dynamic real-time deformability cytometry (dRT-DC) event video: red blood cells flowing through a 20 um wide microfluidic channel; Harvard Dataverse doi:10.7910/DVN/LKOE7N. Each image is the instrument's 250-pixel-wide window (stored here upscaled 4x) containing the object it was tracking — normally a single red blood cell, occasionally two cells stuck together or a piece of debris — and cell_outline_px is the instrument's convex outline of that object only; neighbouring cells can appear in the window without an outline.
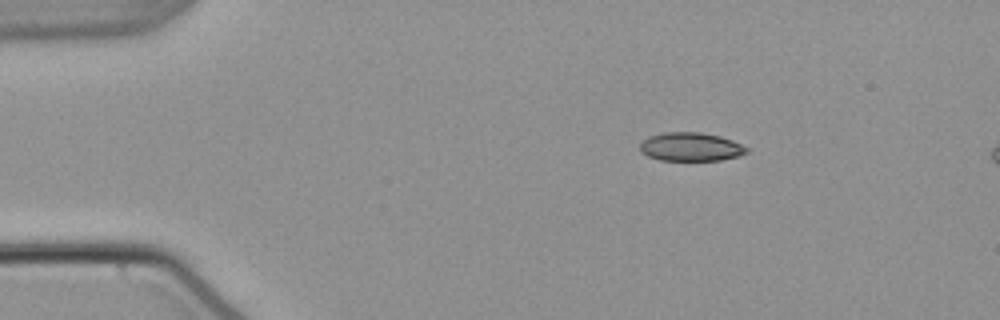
{"species": "common noctule bat (a hibernating species)", "species_latin": "Nyctalus noctula", "temperature_condition": "warm", "stored_images_in_passage": 7, "camera_frame_rate_fps": 3000, "um_per_image_px": 0.085, "animal": {"sex": "male", "body_mass_g": 21.5, "forearm_length_mm": 52.0}, "frame": {"image": 1, "passage_image": 1, "time_ms": 0.0, "image_size_px": [1000, 320], "cell_outline_px": [[748, 152], [736, 156], [720, 160], [660, 160], [648, 156], [640, 152], [640, 144], [648, 136], [664, 132], [700, 132], [720, 136], [732, 140], [748, 148]], "centroid_in_image_um": [58.68, 12.47], "position_along_channel_um": 26.3, "area_um2": 17.69}}